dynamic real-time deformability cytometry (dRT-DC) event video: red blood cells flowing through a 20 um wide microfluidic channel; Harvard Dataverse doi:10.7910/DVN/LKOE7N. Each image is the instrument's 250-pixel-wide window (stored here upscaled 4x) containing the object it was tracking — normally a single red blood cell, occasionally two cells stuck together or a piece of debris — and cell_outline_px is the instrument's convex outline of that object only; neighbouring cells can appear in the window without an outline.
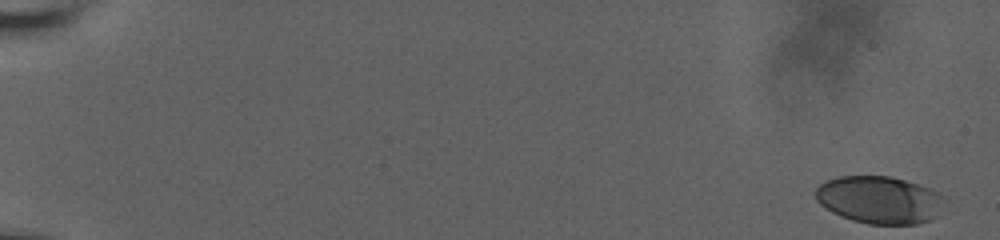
{"species": "human", "species_latin": "Homo sapiens", "temperature_condition": "room temperature", "stored_images_in_passage": 24, "camera_frame_rate_fps": 3000, "um_per_image_px": 0.085, "donor": {"sex": "male"}, "frame": {"image": 1, "passage_image": 1, "time_ms": 0.0, "image_size_px": [1000, 240], "cell_outline_px": [[948, 196], [936, 216], [932, 220], [916, 224], [868, 224], [852, 220], [832, 212], [820, 204], [816, 200], [812, 192], [824, 180], [836, 176], [892, 176], [920, 184], [940, 192]], "centroid_in_image_um": [74.76, 16.97], "position_along_channel_um": 10.2, "area_um2": 36.36}}
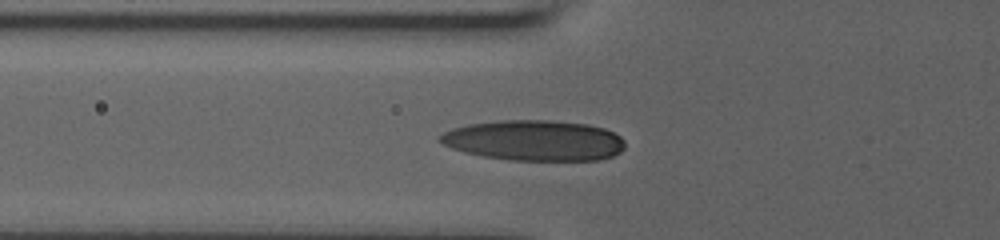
{"frame": {"image": 2, "passage_image": 21, "time_ms": 6.667, "image_size_px": [1000, 240], "cell_outline_px": [[624, 148], [620, 152], [612, 156], [600, 160], [508, 160], [484, 156], [464, 152], [452, 148], [436, 140], [436, 136], [444, 132], [468, 124], [500, 120], [552, 120], [588, 124], [604, 128], [620, 136], [624, 140]], "centroid_in_image_um": [45.41, 11.93], "position_along_channel_um": 80.4, "area_um2": 43.81}}
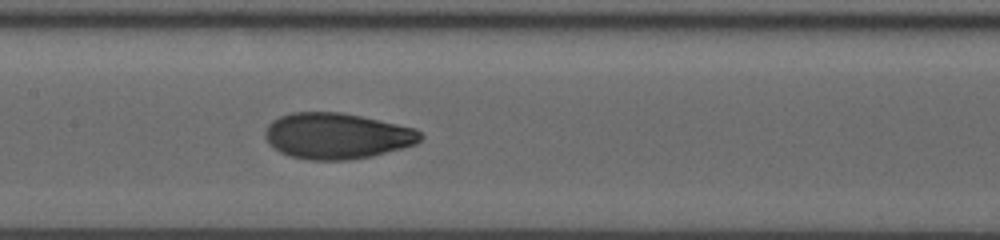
{"frame": {"image": 3, "passage_image": 24, "time_ms": 7.667, "image_size_px": [1000, 240], "cell_outline_px": [[424, 136], [416, 144], [372, 156], [348, 160], [308, 160], [288, 156], [280, 152], [268, 144], [264, 136], [264, 132], [268, 124], [272, 120], [280, 116], [292, 112], [340, 112], [360, 116], [416, 128]], "centroid_in_image_um": [28.6, 11.56], "position_along_channel_um": 178.8, "area_um2": 41.79}}